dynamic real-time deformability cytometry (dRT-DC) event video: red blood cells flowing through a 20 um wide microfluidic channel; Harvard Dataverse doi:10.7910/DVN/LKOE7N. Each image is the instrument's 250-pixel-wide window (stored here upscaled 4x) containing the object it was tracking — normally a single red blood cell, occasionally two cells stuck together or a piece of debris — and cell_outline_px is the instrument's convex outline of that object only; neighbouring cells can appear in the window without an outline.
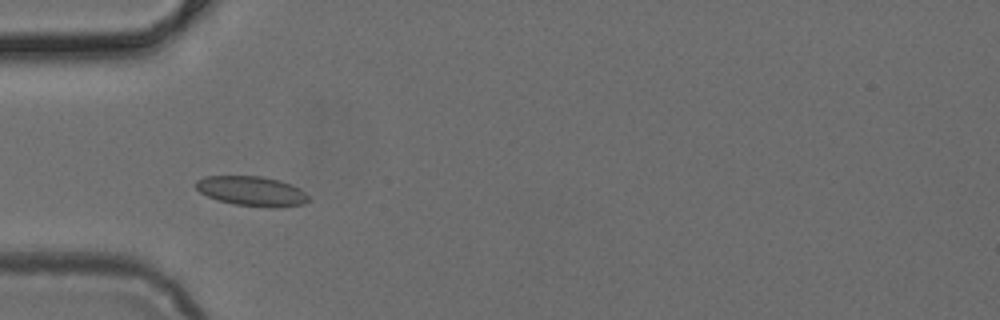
{"species": "common noctule bat (a hibernating species)", "species_latin": "Nyctalus noctula", "temperature_condition": "cold", "stored_images_in_passage": 3, "camera_frame_rate_fps": 3000, "um_per_image_px": 0.085, "animal": {"sex": "female", "body_mass_g": 24.6, "forearm_length_mm": 56.2}, "frame": {"image": 1, "passage_image": 3, "time_ms": 0.667, "image_size_px": [1000, 320], "cell_outline_px": [[308, 200], [304, 204], [280, 208], [272, 208], [236, 204], [216, 200], [200, 192], [192, 184], [196, 180], [204, 176], [260, 176], [280, 180], [292, 184], [300, 188], [308, 196]], "centroid_in_image_um": [21.39, 16.24], "position_along_channel_um": 63.6, "area_um2": 19.77}}